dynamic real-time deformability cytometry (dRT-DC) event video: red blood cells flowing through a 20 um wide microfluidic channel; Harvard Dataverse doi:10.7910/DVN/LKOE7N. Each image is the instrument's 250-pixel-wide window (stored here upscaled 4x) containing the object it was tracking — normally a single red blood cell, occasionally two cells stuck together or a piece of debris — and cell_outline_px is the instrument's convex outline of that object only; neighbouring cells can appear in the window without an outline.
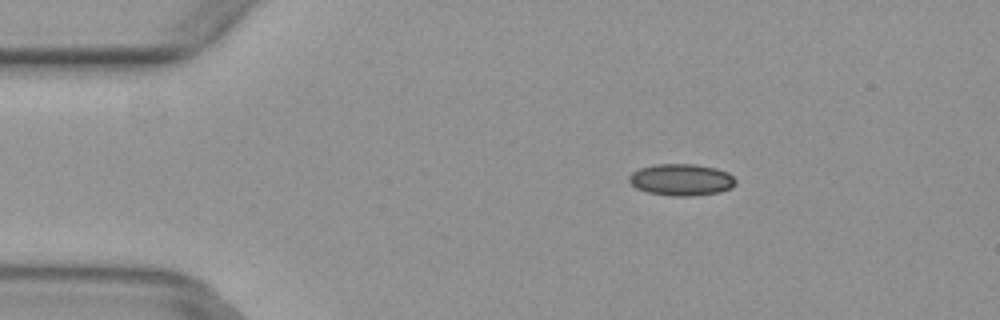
{"species": "common noctule bat (a hibernating species)", "species_latin": "Nyctalus noctula", "temperature_condition": "warm", "stored_images_in_passage": 4, "camera_frame_rate_fps": 3000, "um_per_image_px": 0.085, "animal": {"sex": "female", "body_mass_g": 29.2, "forearm_length_mm": 56.3}, "frame": {"image": 1, "passage_image": 3, "time_ms": 0.667, "image_size_px": [1000, 320], "cell_outline_px": [[736, 180], [732, 188], [720, 192], [688, 196], [672, 196], [648, 192], [636, 188], [628, 180], [628, 176], [632, 172], [640, 168], [656, 164], [696, 164], [716, 168], [728, 172]], "centroid_in_image_um": [57.91, 15.27], "position_along_channel_um": 27.1, "area_um2": 19.71}}